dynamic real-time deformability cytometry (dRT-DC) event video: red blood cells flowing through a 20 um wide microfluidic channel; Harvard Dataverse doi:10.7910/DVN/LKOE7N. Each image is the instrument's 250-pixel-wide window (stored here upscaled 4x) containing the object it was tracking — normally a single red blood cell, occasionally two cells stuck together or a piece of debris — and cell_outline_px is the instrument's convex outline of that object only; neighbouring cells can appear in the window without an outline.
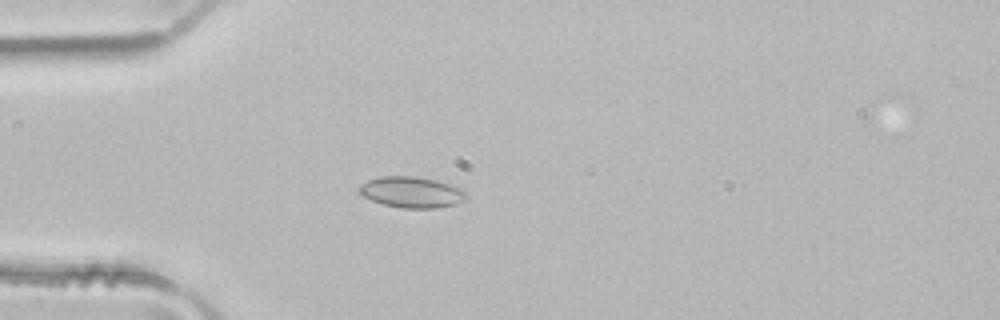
{"species": "common noctule bat (a hibernating species)", "species_latin": "Nyctalus noctula", "temperature_condition": "room temperature", "stored_images_in_passage": 2, "camera_frame_rate_fps": 3000, "um_per_image_px": 0.085, "animal": {"sex": "male", "body_mass_g": 21.5, "forearm_length_mm": 52.0}, "frame": {"image": 1, "passage_image": 2, "time_ms": 0.333, "image_size_px": [1000, 320], "cell_outline_px": [[468, 196], [464, 200], [452, 204], [436, 208], [404, 208], [384, 204], [372, 200], [364, 196], [356, 188], [360, 184], [368, 180], [380, 176], [412, 176], [436, 180], [464, 188], [468, 192]], "centroid_in_image_um": [35.01, 16.32], "position_along_channel_um": 50.0, "area_um2": 19.36}}